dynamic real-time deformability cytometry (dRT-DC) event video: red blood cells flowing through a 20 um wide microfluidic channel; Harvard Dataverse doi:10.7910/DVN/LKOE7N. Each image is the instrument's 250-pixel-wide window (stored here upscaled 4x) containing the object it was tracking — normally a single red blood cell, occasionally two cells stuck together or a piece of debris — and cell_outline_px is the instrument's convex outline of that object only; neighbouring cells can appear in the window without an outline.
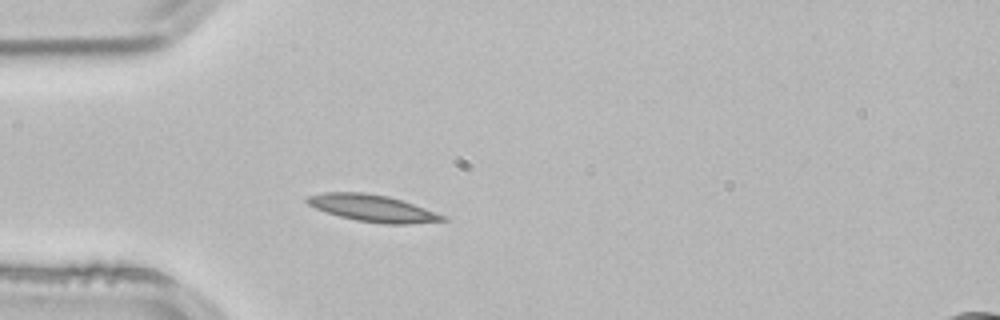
{"species": "common noctule bat (a hibernating species)", "species_latin": "Nyctalus noctula", "temperature_condition": "room temperature", "stored_images_in_passage": 1, "camera_frame_rate_fps": 3000, "um_per_image_px": 0.085, "animal": {"sex": "male", "body_mass_g": 21.5, "forearm_length_mm": 52.0}, "frame": {"image": 1, "passage_image": 1, "time_ms": 0.0, "image_size_px": [1000, 320], "cell_outline_px": [[448, 220], [408, 224], [384, 224], [356, 220], [340, 216], [316, 208], [308, 204], [304, 200], [304, 196], [324, 192], [364, 192], [388, 196], [448, 216]], "centroid_in_image_um": [31.65, 17.69], "position_along_channel_um": 53.3, "area_um2": 21.15}}